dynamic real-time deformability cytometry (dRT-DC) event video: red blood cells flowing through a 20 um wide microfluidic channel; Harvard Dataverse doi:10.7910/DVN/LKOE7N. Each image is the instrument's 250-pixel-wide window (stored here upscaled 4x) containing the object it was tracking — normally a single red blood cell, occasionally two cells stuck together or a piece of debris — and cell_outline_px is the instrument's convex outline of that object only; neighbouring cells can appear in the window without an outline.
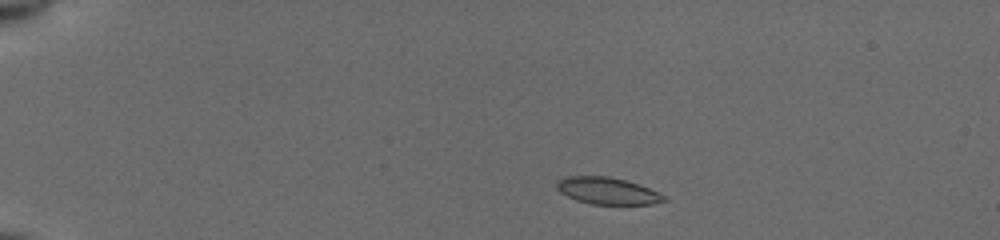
{"species": "common noctule bat (a hibernating species)", "species_latin": "Nyctalus noctula", "temperature_condition": "cold", "stored_images_in_passage": 48, "camera_frame_rate_fps": 3000, "um_per_image_px": 0.085, "animal": {"sex": "female", "body_mass_g": 19.5, "forearm_length_mm": 54.1}, "frame": {"image": 1, "passage_image": 6, "time_ms": 1.667, "image_size_px": [1000, 240], "cell_outline_px": [[668, 200], [652, 204], [592, 204], [576, 200], [560, 192], [556, 188], [556, 180], [564, 176], [608, 176], [624, 180], [648, 188], [664, 196]], "centroid_in_image_um": [51.56, 16.22], "position_along_channel_um": 33.4, "area_um2": 16.65}}
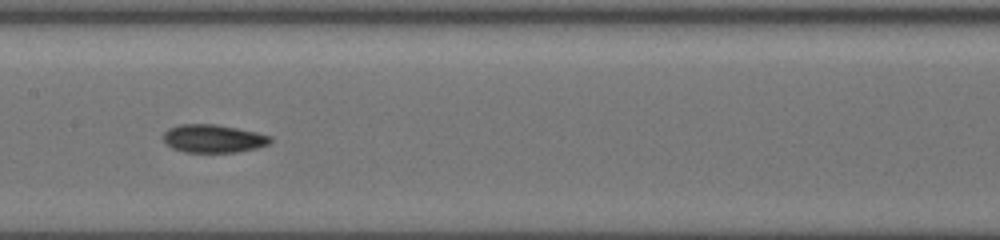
{"frame": {"image": 2, "passage_image": 24, "time_ms": 7.667, "image_size_px": [1000, 240], "cell_outline_px": [[272, 140], [268, 144], [256, 148], [236, 152], [184, 152], [172, 148], [164, 144], [164, 132], [168, 128], [184, 124], [216, 124], [256, 132], [272, 136]], "centroid_in_image_um": [18.12, 11.78], "position_along_channel_um": 189.3, "area_um2": 17.51}}
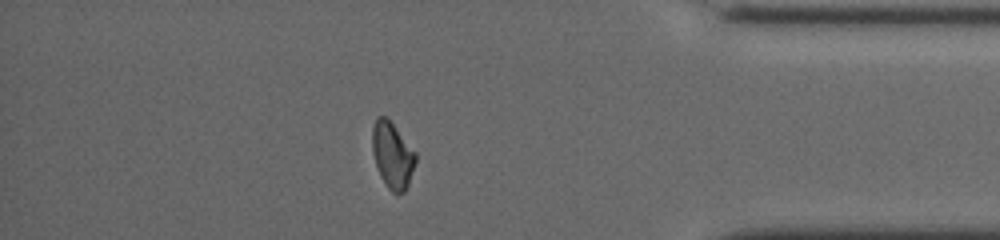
{"frame": {"image": 3, "passage_image": 42, "time_ms": 13.667, "image_size_px": [1000, 240], "cell_outline_px": [[416, 160], [408, 184], [404, 192], [396, 196], [388, 188], [380, 176], [372, 152], [372, 128], [376, 116], [384, 116], [392, 124], [416, 152]], "centroid_in_image_um": [33.34, 13.22], "position_along_channel_um": 401.9, "area_um2": 16.59}, "authors_computed_cell_mechanics": {"area_um2": 16.9065, "velocity_mm_per_s": 3.9296, "shape_relaxation_time_tau1_ms": 4.7239, "shape_relaxation_time_tau2_ms": 10.4313, "deformation_change_tau1": 0.1214, "deformation_change_tau2": 0.1445}}